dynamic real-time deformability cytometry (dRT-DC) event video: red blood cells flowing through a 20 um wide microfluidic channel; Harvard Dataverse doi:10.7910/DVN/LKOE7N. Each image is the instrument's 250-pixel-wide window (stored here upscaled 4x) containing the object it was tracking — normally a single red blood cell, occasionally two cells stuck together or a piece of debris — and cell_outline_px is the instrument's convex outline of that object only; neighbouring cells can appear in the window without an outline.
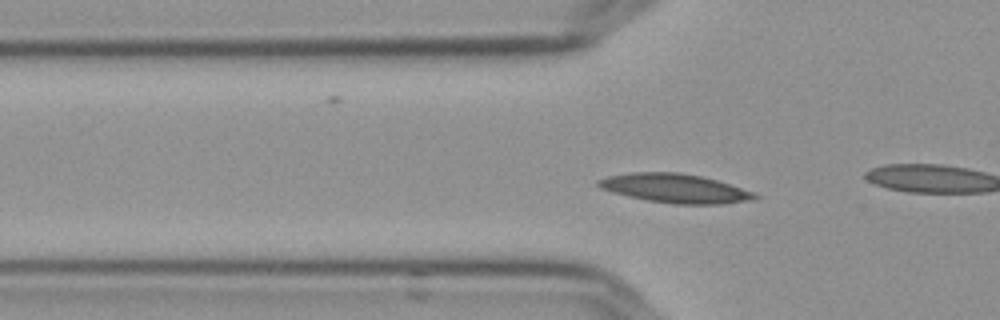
{"species": "Egyptian fruit bat (a non-hibernating species)", "species_latin": "Rousettus aegyptiacus", "temperature_condition": "cold", "stored_images_in_passage": 54, "camera_frame_rate_fps": 3000, "um_per_image_px": 0.085, "frame": {"image": 1, "passage_image": 15, "time_ms": 4.667, "image_size_px": [1000, 320], "cell_outline_px": [[760, 196], [756, 200], [724, 204], [676, 204], [648, 200], [628, 196], [612, 192], [600, 188], [596, 184], [596, 180], [608, 176], [632, 172], [680, 172], [700, 176], [716, 180], [756, 192]], "centroid_in_image_um": [57.42, 16.01], "position_along_channel_um": 68.4, "area_um2": 26.59}}
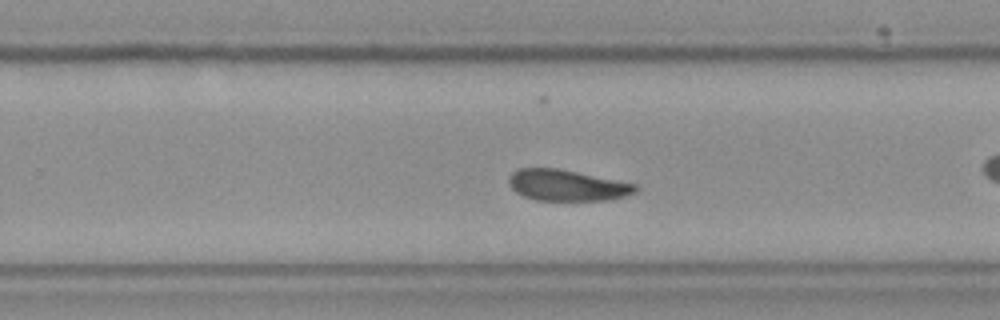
{"frame": {"image": 2, "passage_image": 33, "time_ms": 10.667, "image_size_px": [1000, 320], "cell_outline_px": [[640, 188], [636, 192], [624, 196], [608, 200], [536, 200], [524, 196], [516, 192], [508, 184], [508, 176], [512, 172], [520, 168], [556, 168], [636, 184]], "centroid_in_image_um": [48.17, 15.75], "position_along_channel_um": 281.6, "area_um2": 22.83}}
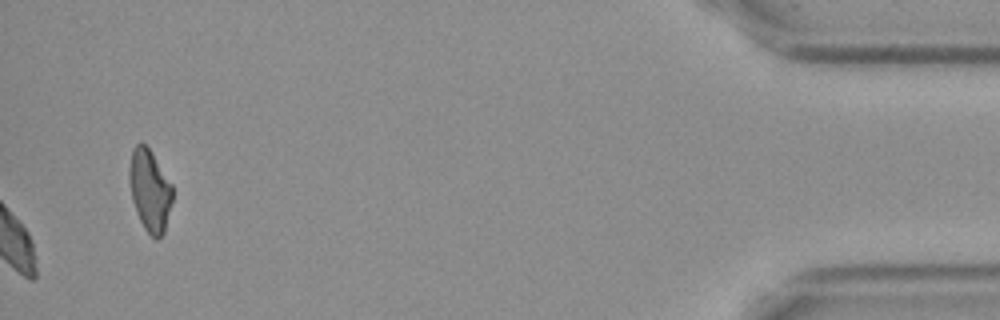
{"frame": {"image": 3, "passage_image": 54, "time_ms": 17.667, "image_size_px": [1000, 320], "cell_outline_px": [[172, 200], [164, 232], [156, 240], [144, 228], [136, 212], [132, 200], [128, 176], [128, 172], [132, 148], [136, 144], [144, 144], [148, 148], [172, 184]], "centroid_in_image_um": [12.71, 16.19], "position_along_channel_um": 422.5, "area_um2": 20.35}, "authors_computed_cell_mechanics": {"area_um2": 23.3223, "velocity_mm_per_s": 3.5657, "shape_relaxation_time_tau1_ms": 10.2107, "shape_relaxation_time_tau2_ms": null, "deformation_change_tau1": 0.1834, "deformation_change_tau2": null}}